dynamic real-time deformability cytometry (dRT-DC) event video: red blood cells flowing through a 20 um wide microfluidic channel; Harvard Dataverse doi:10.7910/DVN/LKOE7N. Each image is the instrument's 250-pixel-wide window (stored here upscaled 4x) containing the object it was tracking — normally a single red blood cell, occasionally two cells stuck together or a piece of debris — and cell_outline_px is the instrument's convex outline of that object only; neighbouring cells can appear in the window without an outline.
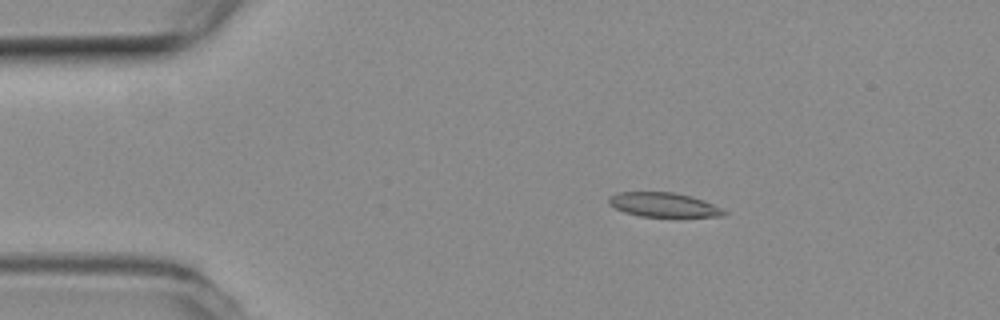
{"species": "common noctule bat (a hibernating species)", "species_latin": "Nyctalus noctula", "temperature_condition": "room temperature", "stored_images_in_passage": 45, "camera_frame_rate_fps": 3000, "um_per_image_px": 0.085, "animal": {"sex": "female", "body_mass_g": 19.3, "forearm_length_mm": 54.1}, "frame": {"image": 1, "passage_image": 1, "time_ms": 0.0, "image_size_px": [1000, 320], "cell_outline_px": [[728, 212], [720, 216], [640, 216], [624, 212], [608, 204], [608, 196], [616, 192], [672, 192], [692, 196], [704, 200]], "centroid_in_image_um": [56.34, 17.39], "position_along_channel_um": 28.7, "area_um2": 16.18}}
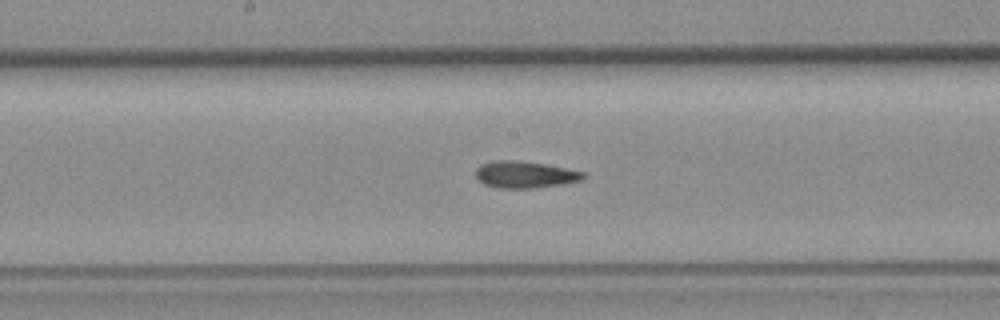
{"frame": {"image": 2, "passage_image": 19, "time_ms": 6.0, "image_size_px": [1000, 320], "cell_outline_px": [[584, 176], [580, 180], [560, 184], [532, 188], [496, 188], [484, 184], [476, 176], [476, 168], [480, 164], [492, 160], [512, 160], [544, 164], [584, 172]], "centroid_in_image_um": [44.54, 14.83], "position_along_channel_um": 203.7, "area_um2": 16.53}}
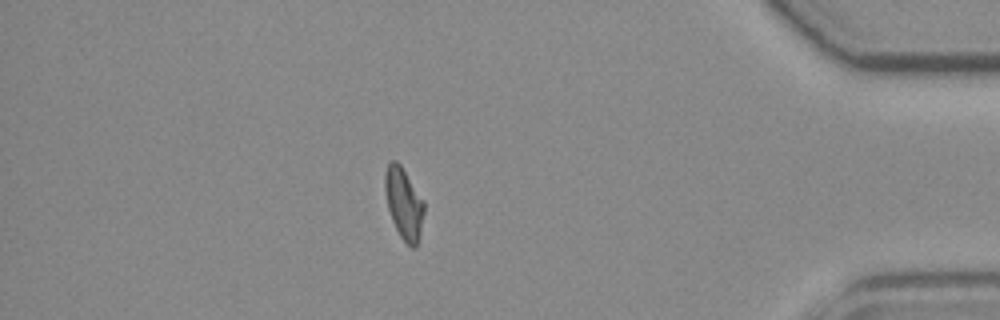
{"frame": {"image": 3, "passage_image": 38, "time_ms": 12.333, "image_size_px": [1000, 320], "cell_outline_px": [[424, 212], [420, 236], [416, 248], [412, 248], [400, 236], [392, 220], [388, 208], [384, 192], [384, 176], [388, 164], [392, 160], [396, 160], [400, 164], [424, 200]], "centroid_in_image_um": [34.32, 17.29], "position_along_channel_um": 400.9, "area_um2": 16.3}, "authors_computed_cell_mechanics": {"area_um2": 16.4152, "velocity_mm_per_s": 3.8299, "shape_relaxation_time_tau1_ms": null, "shape_relaxation_time_tau2_ms": 7.6848, "deformation_change_tau1": null, "deformation_change_tau2": 0.1508}}